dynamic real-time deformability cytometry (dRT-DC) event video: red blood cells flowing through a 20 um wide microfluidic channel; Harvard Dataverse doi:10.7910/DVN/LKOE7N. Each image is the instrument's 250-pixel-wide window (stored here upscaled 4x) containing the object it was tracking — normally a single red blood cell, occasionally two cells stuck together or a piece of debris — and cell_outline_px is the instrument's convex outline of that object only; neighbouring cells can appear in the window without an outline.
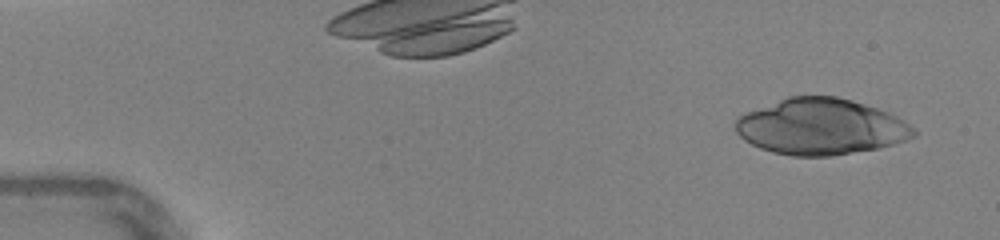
{"species": "human", "species_latin": "Homo sapiens", "temperature_condition": "warm", "stored_images_in_passage": 45, "camera_frame_rate_fps": 3000, "um_per_image_px": 0.085, "donor": {"sex": "female"}, "frame": {"image": 1, "passage_image": 3, "time_ms": 0.667, "image_size_px": [1000, 240], "cell_outline_px": [[916, 136], [880, 148], [832, 156], [792, 156], [772, 152], [760, 148], [744, 140], [736, 132], [736, 116], [788, 96], [836, 96], [852, 100], [888, 112], [896, 116], [916, 128]], "centroid_in_image_um": [69.77, 10.77], "position_along_channel_um": 15.2, "area_um2": 58.26}}